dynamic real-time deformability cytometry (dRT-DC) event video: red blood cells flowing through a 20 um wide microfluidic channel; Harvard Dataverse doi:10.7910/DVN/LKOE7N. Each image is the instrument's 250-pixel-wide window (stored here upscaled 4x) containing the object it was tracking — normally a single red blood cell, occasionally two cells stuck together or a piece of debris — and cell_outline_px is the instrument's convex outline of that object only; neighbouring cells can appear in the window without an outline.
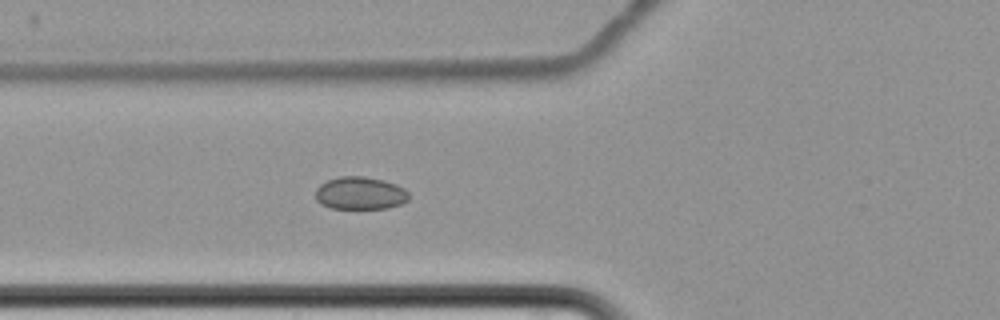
{"species": "common noctule bat (a hibernating species)", "species_latin": "Nyctalus noctula", "temperature_condition": "cold", "stored_images_in_passage": 7, "camera_frame_rate_fps": 3000, "um_per_image_px": 0.085, "animal": {"sex": "female", "body_mass_g": 22.7, "forearm_length_mm": 54.2}, "frame": {"image": 1, "passage_image": 7, "time_ms": 8.667, "image_size_px": [1000, 320], "cell_outline_px": [[408, 200], [400, 204], [388, 208], [332, 208], [320, 204], [316, 200], [316, 188], [320, 184], [328, 180], [340, 176], [364, 176], [384, 180], [396, 184], [404, 188], [408, 192]], "centroid_in_image_um": [30.61, 16.41], "position_along_channel_um": 95.2, "area_um2": 17.8}}